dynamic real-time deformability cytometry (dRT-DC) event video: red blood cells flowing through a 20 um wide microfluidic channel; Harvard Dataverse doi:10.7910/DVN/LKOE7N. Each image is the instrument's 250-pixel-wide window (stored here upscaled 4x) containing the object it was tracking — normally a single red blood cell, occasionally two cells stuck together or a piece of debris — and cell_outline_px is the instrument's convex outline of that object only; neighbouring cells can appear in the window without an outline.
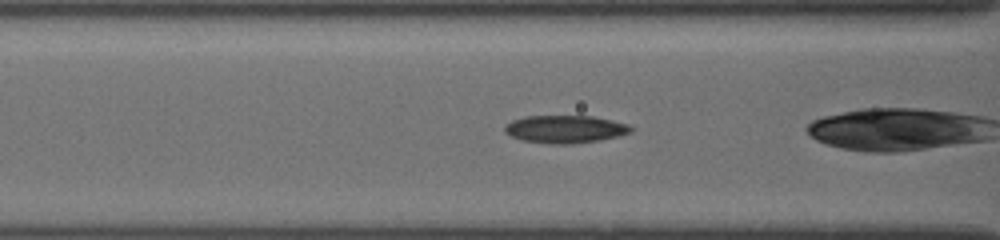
{"species": "common noctule bat (a hibernating species)", "species_latin": "Nyctalus noctula", "temperature_condition": "cold", "stored_images_in_passage": 49, "camera_frame_rate_fps": 3000, "um_per_image_px": 0.085, "animal": {"sex": "female", "body_mass_g": 19.5, "forearm_length_mm": 54.1}, "frame": {"image": 1, "passage_image": 19, "time_ms": 6.667, "image_size_px": [1000, 240], "cell_outline_px": [[632, 132], [620, 136], [600, 140], [572, 144], [548, 144], [520, 140], [504, 132], [504, 128], [512, 120], [524, 116], [592, 116], [628, 124], [632, 128]], "centroid_in_image_um": [48.03, 10.99], "position_along_channel_um": 118.6, "area_um2": 20.46}}
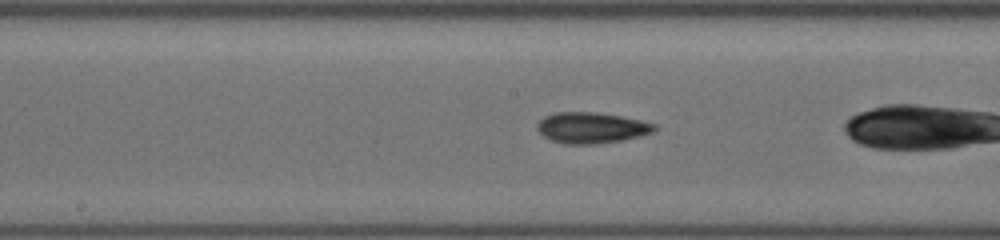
{"frame": {"image": 2, "passage_image": 27, "time_ms": 8.667, "image_size_px": [1000, 240], "cell_outline_px": [[656, 128], [652, 132], [640, 136], [620, 140], [592, 144], [568, 144], [552, 140], [544, 136], [536, 128], [536, 124], [544, 116], [552, 112], [596, 112], [620, 116], [640, 120], [656, 124]], "centroid_in_image_um": [50.24, 10.84], "position_along_channel_um": 198.0, "area_um2": 20.98}}